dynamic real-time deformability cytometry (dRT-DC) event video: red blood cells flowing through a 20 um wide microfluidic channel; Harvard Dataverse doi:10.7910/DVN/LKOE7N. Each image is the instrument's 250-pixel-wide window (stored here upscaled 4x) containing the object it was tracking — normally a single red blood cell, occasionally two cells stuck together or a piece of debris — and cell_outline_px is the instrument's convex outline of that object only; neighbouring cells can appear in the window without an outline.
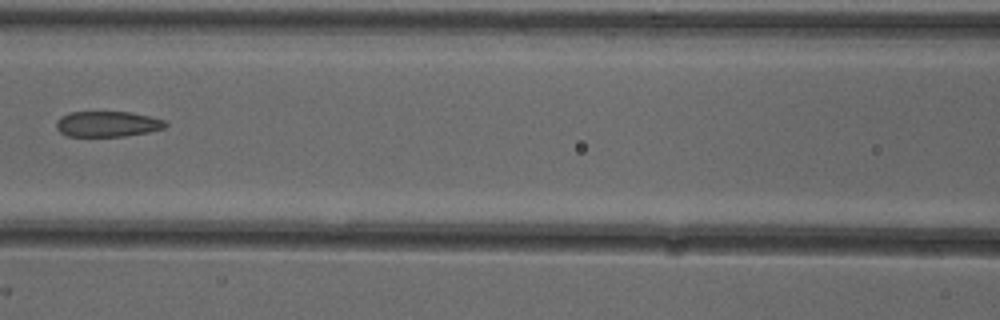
{"species": "common noctule bat (a hibernating species)", "species_latin": "Nyctalus noctula", "temperature_condition": "cold", "stored_images_in_passage": 8, "camera_frame_rate_fps": 3000, "um_per_image_px": 0.085, "animal": {"sex": "female"}, "frame": {"image": 1, "passage_image": 7, "time_ms": 2.0, "image_size_px": [1000, 320], "cell_outline_px": [[168, 124], [164, 128], [148, 132], [124, 136], [68, 136], [60, 132], [56, 128], [56, 120], [60, 116], [68, 112], [132, 112], [164, 120]], "centroid_in_image_um": [9.1, 10.53], "position_along_channel_um": 157.5, "area_um2": 16.3}}
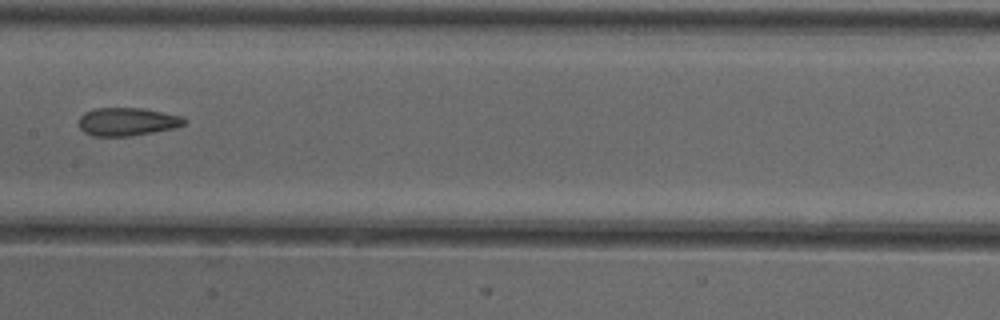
{"frame": {"image": 2, "passage_image": 8, "time_ms": 2.333, "image_size_px": [1000, 320], "cell_outline_px": [[188, 120], [184, 124], [176, 128], [128, 136], [92, 136], [84, 132], [80, 128], [80, 116], [84, 112], [96, 108], [144, 108], [184, 116]], "centroid_in_image_um": [10.85, 10.33], "position_along_channel_um": 196.5, "area_um2": 17.4}}